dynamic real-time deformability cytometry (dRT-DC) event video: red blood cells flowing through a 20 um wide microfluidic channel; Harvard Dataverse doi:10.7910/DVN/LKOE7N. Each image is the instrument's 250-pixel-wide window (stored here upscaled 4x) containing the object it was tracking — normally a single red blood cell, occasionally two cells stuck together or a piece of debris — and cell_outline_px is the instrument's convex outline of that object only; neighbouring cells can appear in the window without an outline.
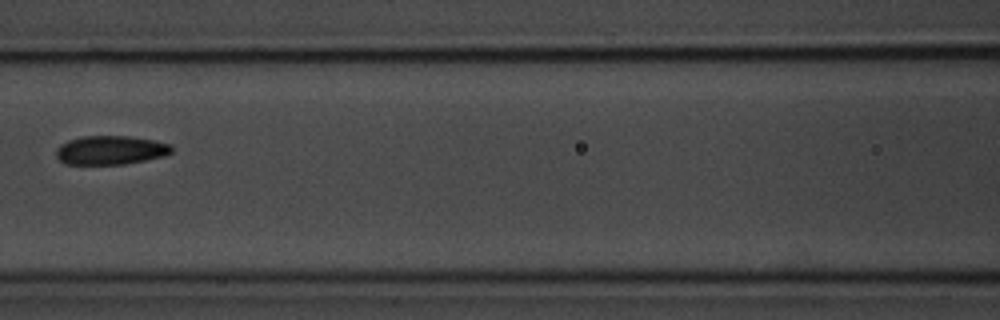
{"species": "common noctule bat (a hibernating species)", "species_latin": "Nyctalus noctula", "temperature_condition": "room temperature", "stored_images_in_passage": 9, "camera_frame_rate_fps": 3000, "um_per_image_px": 0.085, "animal": {"sex": "male", "body_mass_g": 20.1, "forearm_length_mm": 53.5}, "frame": {"image": 1, "passage_image": 7, "time_ms": 7.0, "image_size_px": [1000, 320], "cell_outline_px": [[172, 152], [164, 156], [124, 164], [64, 164], [56, 156], [56, 148], [60, 144], [68, 140], [84, 136], [128, 136], [152, 140], [172, 144]], "centroid_in_image_um": [9.38, 12.76], "position_along_channel_um": 157.2, "area_um2": 19.42}}
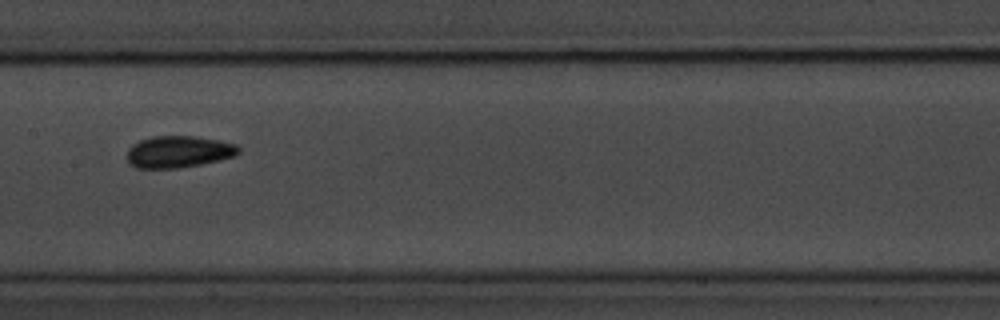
{"frame": {"image": 2, "passage_image": 8, "time_ms": 8.0, "image_size_px": [1000, 320], "cell_outline_px": [[240, 152], [236, 156], [220, 160], [180, 168], [136, 168], [128, 164], [128, 148], [132, 144], [140, 140], [152, 136], [192, 136], [216, 140], [236, 144], [240, 148]], "centroid_in_image_um": [15.17, 12.9], "position_along_channel_um": 192.2, "area_um2": 20.75}}